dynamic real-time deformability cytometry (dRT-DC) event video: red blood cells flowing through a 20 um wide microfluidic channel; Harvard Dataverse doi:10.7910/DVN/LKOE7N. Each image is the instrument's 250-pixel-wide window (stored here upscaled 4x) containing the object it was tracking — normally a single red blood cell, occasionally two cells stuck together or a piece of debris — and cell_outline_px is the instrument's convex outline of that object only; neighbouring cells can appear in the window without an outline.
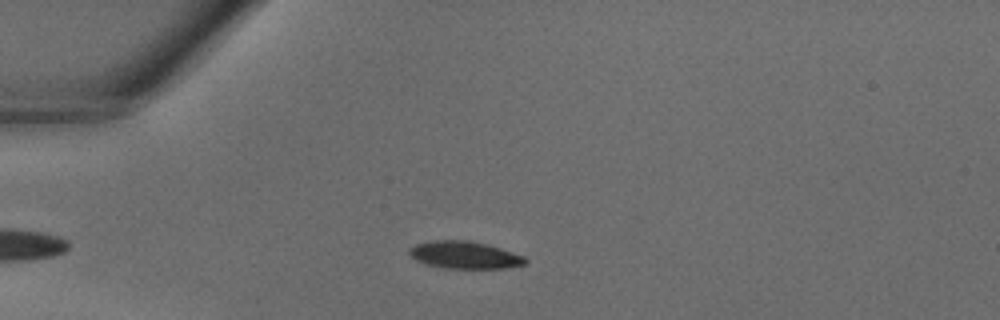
{"species": "common noctule bat (a hibernating species)", "species_latin": "Nyctalus noctula", "temperature_condition": "warm", "stored_images_in_passage": 23, "camera_frame_rate_fps": 3000, "um_per_image_px": 0.085, "animal": {"sex": "male", "body_mass_g": 18.8}, "frame": {"image": 1, "passage_image": 2, "time_ms": 0.333, "image_size_px": [1000, 320], "cell_outline_px": [[528, 260], [524, 264], [508, 268], [444, 268], [428, 264], [416, 260], [408, 252], [416, 244], [432, 240], [468, 240], [488, 244], [524, 256]], "centroid_in_image_um": [39.52, 21.67], "position_along_channel_um": 45.5, "area_um2": 18.32}}
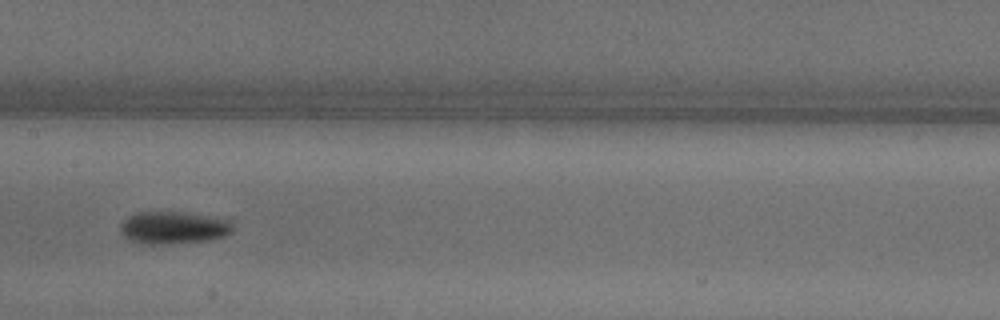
{"frame": {"image": 2, "passage_image": 12, "time_ms": 3.667, "image_size_px": [1000, 320], "cell_outline_px": [[232, 232], [224, 236], [208, 240], [172, 244], [140, 244], [124, 236], [120, 232], [120, 224], [128, 216], [136, 212], [184, 212], [232, 220]], "centroid_in_image_um": [14.73, 19.35], "position_along_channel_um": 192.7, "area_um2": 21.39}}
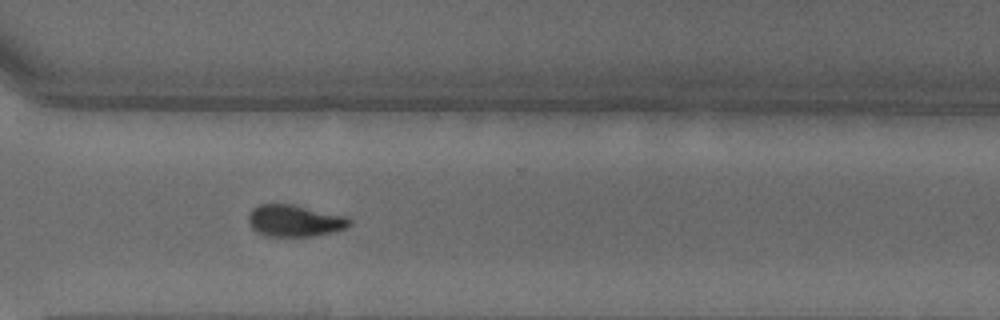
{"frame": {"image": 3, "passage_image": 21, "time_ms": 6.667, "image_size_px": [1000, 320], "cell_outline_px": [[352, 224], [336, 232], [312, 236], [264, 236], [256, 232], [252, 228], [248, 220], [248, 216], [252, 208], [260, 204], [292, 204], [348, 216], [352, 220]], "centroid_in_image_um": [25.07, 18.76], "position_along_channel_um": 345.5, "area_um2": 18.96}}